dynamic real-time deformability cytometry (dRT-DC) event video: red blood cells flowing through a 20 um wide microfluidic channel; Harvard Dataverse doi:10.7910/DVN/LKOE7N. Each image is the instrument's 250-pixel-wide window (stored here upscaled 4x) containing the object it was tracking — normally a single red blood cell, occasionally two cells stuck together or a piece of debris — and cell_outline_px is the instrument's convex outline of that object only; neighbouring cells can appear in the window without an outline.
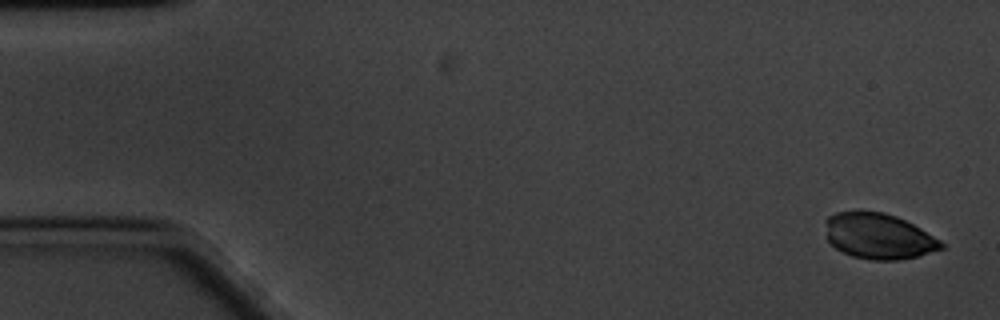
{"species": "common noctule bat (a hibernating species)", "species_latin": "Nyctalus noctula", "temperature_condition": "cold", "stored_images_in_passage": 59, "camera_frame_rate_fps": 3000, "um_per_image_px": 0.085, "animal": {"sex": "male", "body_mass_g": 20.1, "forearm_length_mm": 53.5}, "frame": {"image": 1, "passage_image": 1, "time_ms": 0.0, "image_size_px": [1000, 320], "cell_outline_px": [[944, 248], [916, 256], [896, 260], [872, 260], [852, 256], [836, 248], [828, 240], [824, 220], [828, 216], [836, 212], [856, 208], [860, 208], [884, 212], [896, 216], [920, 228], [940, 240], [944, 244]], "centroid_in_image_um": [74.62, 20.02], "position_along_channel_um": 10.4, "area_um2": 31.21}}